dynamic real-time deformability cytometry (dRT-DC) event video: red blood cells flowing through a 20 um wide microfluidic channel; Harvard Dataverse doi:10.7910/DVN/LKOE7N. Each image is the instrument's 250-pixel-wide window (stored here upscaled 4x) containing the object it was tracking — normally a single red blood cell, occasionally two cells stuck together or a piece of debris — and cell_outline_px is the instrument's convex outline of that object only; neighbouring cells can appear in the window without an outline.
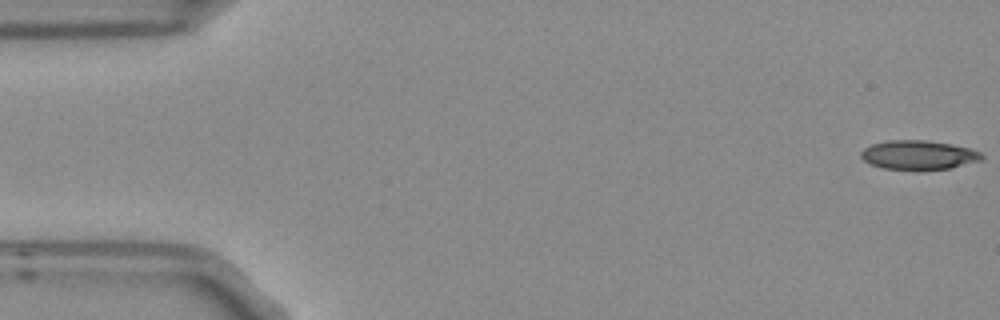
{"species": "Egyptian fruit bat (a non-hibernating species)", "species_latin": "Rousettus aegyptiacus", "temperature_condition": "room temperature", "stored_images_in_passage": 5, "camera_frame_rate_fps": 3000, "um_per_image_px": 0.085, "frame": {"image": 1, "passage_image": 1, "time_ms": 0.0, "image_size_px": [1000, 320], "cell_outline_px": [[984, 156], [980, 160], [952, 168], [884, 168], [868, 164], [860, 156], [860, 152], [864, 148], [872, 144], [888, 140], [928, 140], [968, 148], [980, 152]], "centroid_in_image_um": [78.03, 13.15], "position_along_channel_um": 7.0, "area_um2": 20.0}}
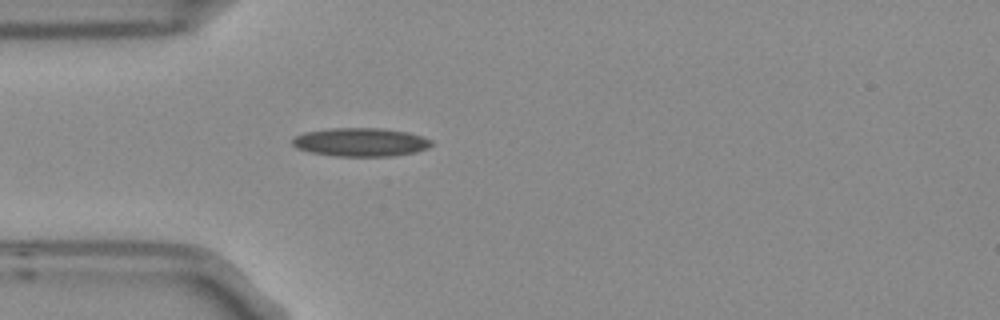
{"frame": {"image": 2, "passage_image": 5, "time_ms": 1.333, "image_size_px": [1000, 320], "cell_outline_px": [[432, 144], [428, 148], [416, 152], [392, 156], [336, 156], [312, 152], [296, 148], [292, 144], [292, 140], [296, 136], [304, 132], [328, 128], [380, 128], [408, 132], [432, 140]], "centroid_in_image_um": [30.65, 12.08], "position_along_channel_um": 54.3, "area_um2": 23.06}}